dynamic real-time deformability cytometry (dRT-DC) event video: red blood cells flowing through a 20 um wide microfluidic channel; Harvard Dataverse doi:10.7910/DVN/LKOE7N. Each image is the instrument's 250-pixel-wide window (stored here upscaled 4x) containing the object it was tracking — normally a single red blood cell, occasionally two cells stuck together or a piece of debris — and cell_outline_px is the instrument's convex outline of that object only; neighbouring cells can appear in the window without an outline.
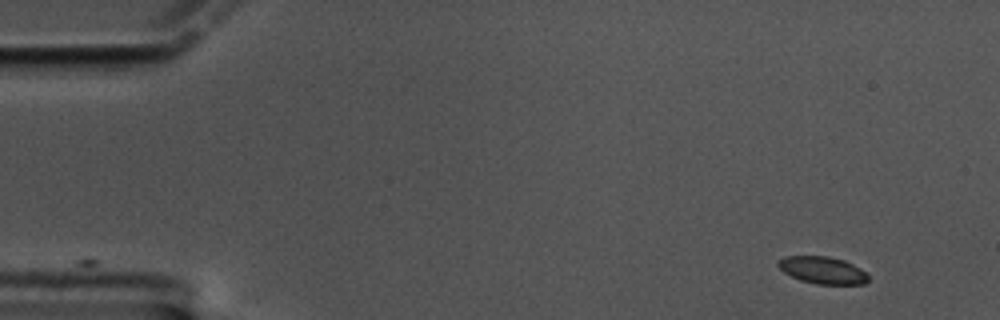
{"species": "common noctule bat (a hibernating species)", "species_latin": "Nyctalus noctula", "temperature_condition": "cold", "stored_images_in_passage": 24, "camera_frame_rate_fps": 3000, "um_per_image_px": 0.085, "animal": {"sex": "male", "body_mass_g": 17.5, "forearm_length_mm": 52.3}, "frame": {"image": 1, "passage_image": 1, "time_ms": 0.0, "image_size_px": [1000, 320], "cell_outline_px": [[868, 280], [864, 284], [816, 284], [800, 280], [784, 272], [776, 264], [784, 256], [828, 256], [844, 260], [860, 268], [868, 276]], "centroid_in_image_um": [69.91, 22.96], "position_along_channel_um": 15.1, "area_um2": 14.16}}
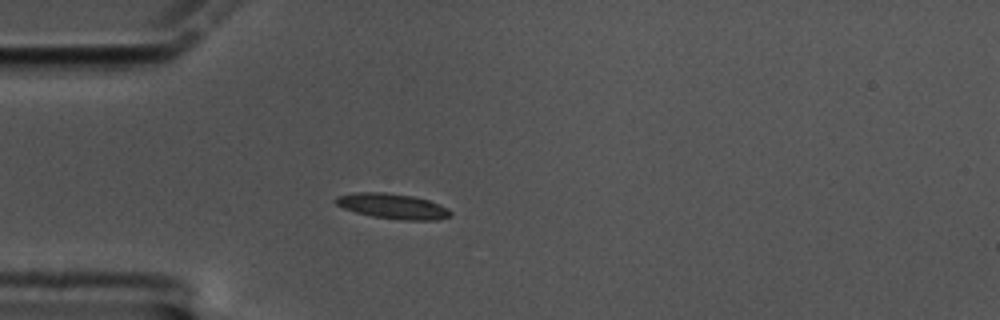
{"frame": {"image": 2, "passage_image": 13, "time_ms": 4.0, "image_size_px": [1000, 320], "cell_outline_px": [[452, 216], [436, 220], [400, 220], [372, 216], [356, 212], [344, 208], [336, 204], [332, 200], [336, 196], [356, 192], [384, 192], [412, 196], [428, 200], [440, 204], [448, 208], [452, 212]], "centroid_in_image_um": [33.38, 17.52], "position_along_channel_um": 51.6, "area_um2": 16.99}}